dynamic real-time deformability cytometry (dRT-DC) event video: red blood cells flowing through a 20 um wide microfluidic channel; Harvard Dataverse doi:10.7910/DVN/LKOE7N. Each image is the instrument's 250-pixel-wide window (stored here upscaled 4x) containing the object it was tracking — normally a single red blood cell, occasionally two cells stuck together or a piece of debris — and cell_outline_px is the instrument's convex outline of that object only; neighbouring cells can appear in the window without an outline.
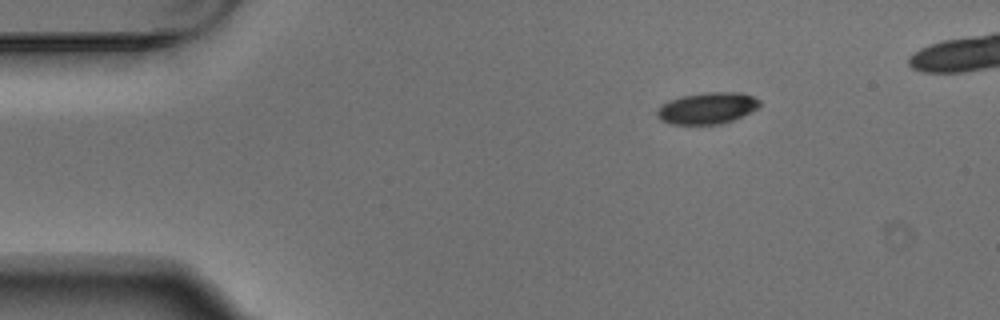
{"species": "Egyptian fruit bat (a non-hibernating species)", "species_latin": "Rousettus aegyptiacus", "temperature_condition": "warm", "stored_images_in_passage": 4, "camera_frame_rate_fps": 3000, "um_per_image_px": 0.085, "animal": {"sex": "male"}, "frame": {"image": 1, "passage_image": 1, "time_ms": 0.0, "image_size_px": [1000, 320], "cell_outline_px": [[760, 104], [756, 108], [732, 120], [720, 124], [672, 124], [660, 120], [656, 116], [656, 112], [668, 100], [680, 96], [708, 92], [740, 92], [752, 96], [760, 100]], "centroid_in_image_um": [60.08, 9.18], "position_along_channel_um": 24.9, "area_um2": 18.61}}